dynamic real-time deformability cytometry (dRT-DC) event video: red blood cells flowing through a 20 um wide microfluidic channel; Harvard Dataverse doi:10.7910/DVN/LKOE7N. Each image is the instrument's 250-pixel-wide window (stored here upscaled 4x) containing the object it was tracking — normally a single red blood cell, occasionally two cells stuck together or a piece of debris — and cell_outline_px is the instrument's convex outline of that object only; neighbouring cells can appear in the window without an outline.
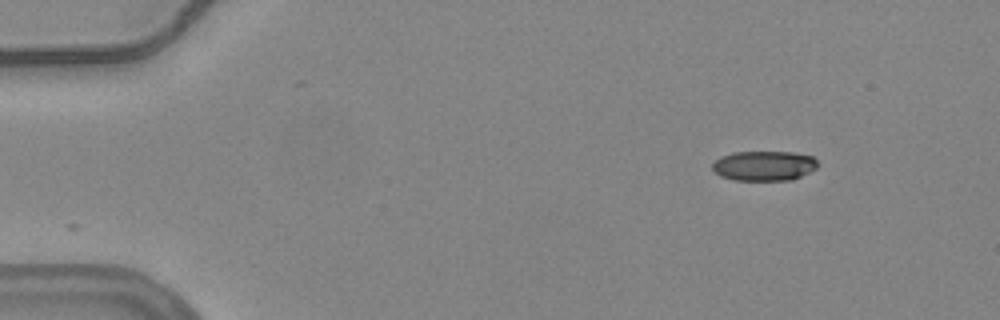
{"species": "common noctule bat (a hibernating species)", "species_latin": "Nyctalus noctula", "temperature_condition": "warm", "stored_images_in_passage": 49, "camera_frame_rate_fps": 3000, "um_per_image_px": 0.085, "animal": {"sex": "female", "body_mass_g": 24.6, "forearm_length_mm": 56.2}, "frame": {"image": 1, "passage_image": 1, "time_ms": 0.0, "image_size_px": [1000, 320], "cell_outline_px": [[820, 164], [816, 168], [792, 180], [732, 180], [720, 176], [712, 168], [712, 164], [720, 156], [732, 152], [792, 152], [812, 156]], "centroid_in_image_um": [64.93, 14.09], "position_along_channel_um": 20.1, "area_um2": 18.38}}
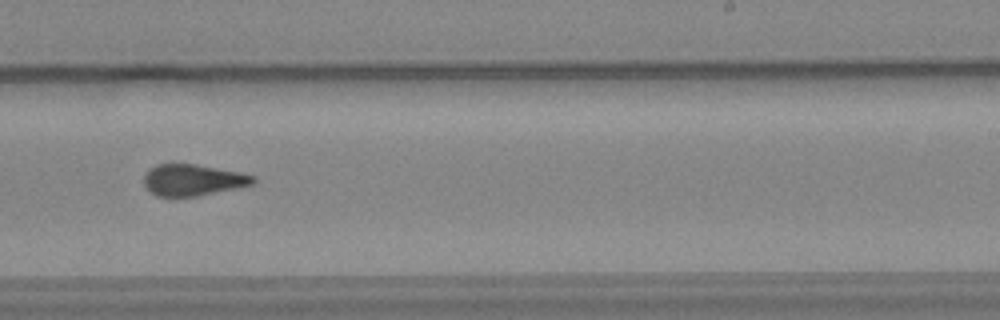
{"frame": {"image": 2, "passage_image": 29, "time_ms": 9.333, "image_size_px": [1000, 320], "cell_outline_px": [[256, 184], [196, 196], [156, 196], [144, 184], [144, 176], [148, 168], [156, 164], [196, 164], [240, 172], [256, 176]], "centroid_in_image_um": [16.42, 15.29], "position_along_channel_um": 272.6, "area_um2": 20.0}}
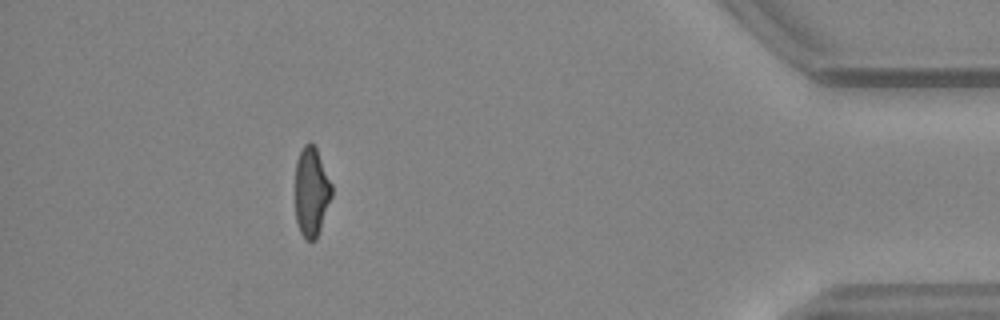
{"frame": {"image": 3, "passage_image": 44, "time_ms": 14.333, "image_size_px": [1000, 320], "cell_outline_px": [[332, 196], [316, 240], [304, 240], [300, 232], [296, 220], [296, 160], [304, 144], [312, 144], [316, 148], [332, 184]], "centroid_in_image_um": [26.47, 16.34], "position_along_channel_um": 408.7, "area_um2": 18.84}, "authors_computed_cell_mechanics": {"area_um2": 20.519, "velocity_mm_per_s": 3.781, "shape_relaxation_time_tau1_ms": null, "shape_relaxation_time_tau2_ms": 1.9998, "deformation_change_tau1": null, "deformation_change_tau2": 0.0933}}